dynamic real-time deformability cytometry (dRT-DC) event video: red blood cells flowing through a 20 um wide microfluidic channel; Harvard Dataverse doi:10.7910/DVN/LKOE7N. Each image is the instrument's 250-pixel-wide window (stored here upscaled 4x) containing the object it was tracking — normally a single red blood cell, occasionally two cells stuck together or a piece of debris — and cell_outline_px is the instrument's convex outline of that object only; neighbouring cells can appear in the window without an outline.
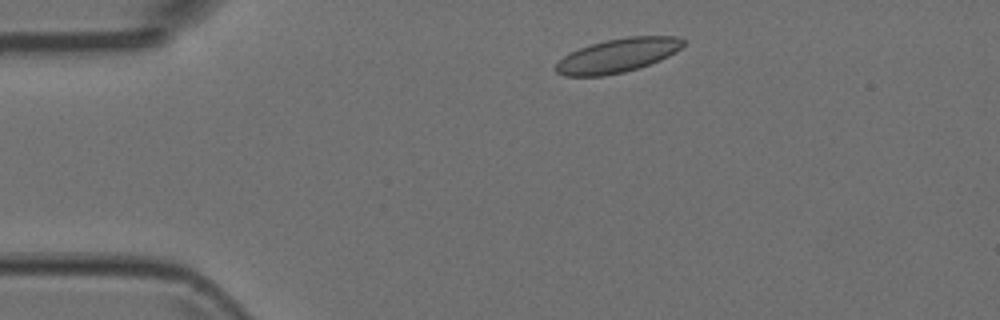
{"species": "Egyptian fruit bat (a non-hibernating species)", "species_latin": "Rousettus aegyptiacus", "temperature_condition": "room temperature", "stored_images_in_passage": 5, "camera_frame_rate_fps": 3000, "um_per_image_px": 0.085, "animal": {"sex": "female"}, "frame": {"image": 1, "passage_image": 1, "time_ms": 0.0, "image_size_px": [1000, 320], "cell_outline_px": [[684, 44], [676, 52], [660, 60], [624, 72], [604, 76], [564, 76], [556, 72], [556, 64], [564, 56], [580, 48], [604, 40], [628, 36], [676, 36], [684, 40]], "centroid_in_image_um": [52.5, 4.71], "position_along_channel_um": 32.5, "area_um2": 24.97}}
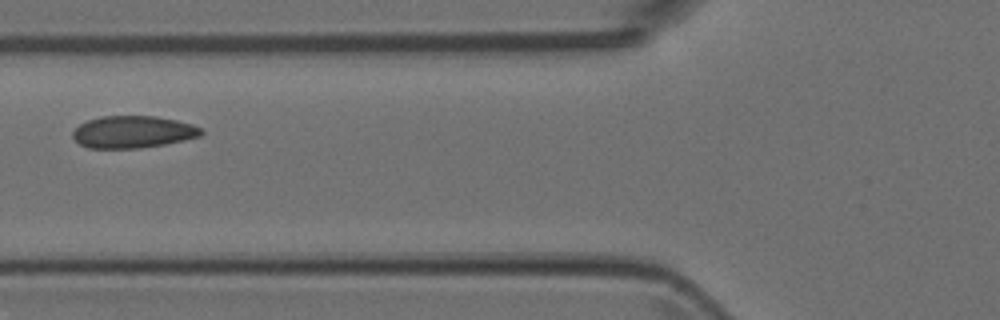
{"frame": {"image": 2, "passage_image": 4, "time_ms": 1.0, "image_size_px": [1000, 320], "cell_outline_px": [[204, 132], [200, 136], [184, 140], [164, 144], [140, 148], [88, 148], [80, 144], [72, 136], [72, 132], [80, 124], [88, 120], [100, 116], [156, 116], [176, 120], [192, 124], [200, 128]], "centroid_in_image_um": [11.29, 11.21], "position_along_channel_um": 114.5, "area_um2": 23.99}}
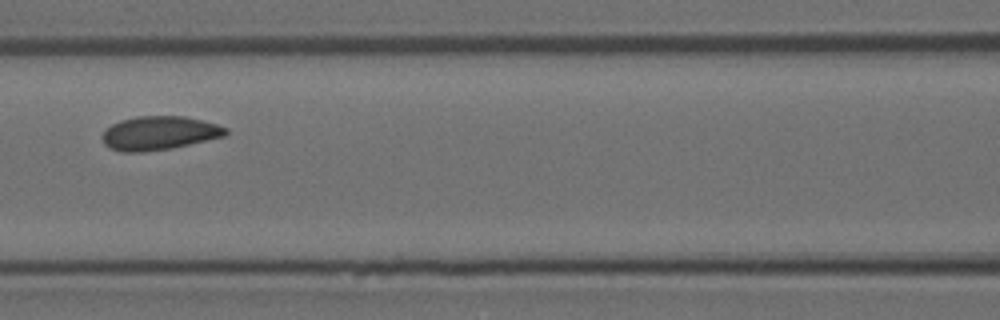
{"frame": {"image": 3, "passage_image": 5, "time_ms": 1.333, "image_size_px": [1000, 320], "cell_outline_px": [[228, 132], [224, 136], [172, 148], [144, 152], [120, 152], [104, 144], [100, 136], [104, 128], [120, 120], [136, 116], [184, 116], [216, 124], [228, 128]], "centroid_in_image_um": [13.47, 11.31], "position_along_channel_um": 153.1, "area_um2": 24.39}}